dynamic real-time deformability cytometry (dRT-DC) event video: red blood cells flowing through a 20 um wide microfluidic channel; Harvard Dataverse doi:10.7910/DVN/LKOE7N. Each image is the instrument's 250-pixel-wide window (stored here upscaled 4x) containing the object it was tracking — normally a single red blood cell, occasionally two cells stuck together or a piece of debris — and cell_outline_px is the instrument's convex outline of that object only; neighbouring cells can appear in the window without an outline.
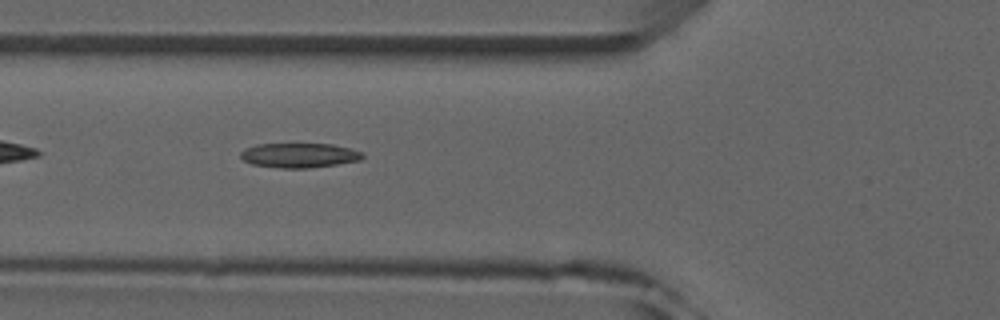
{"species": "common noctule bat (a hibernating species)", "species_latin": "Nyctalus noctula", "temperature_condition": "room temperature", "stored_images_in_passage": 6, "camera_frame_rate_fps": 3000, "um_per_image_px": 0.085, "animal": {"sex": "male", "forearm_length_mm": 52.5}, "frame": {"image": 1, "passage_image": 5, "time_ms": 4.667, "image_size_px": [1000, 320], "cell_outline_px": [[364, 156], [360, 160], [336, 164], [308, 168], [280, 168], [252, 164], [244, 160], [240, 156], [240, 152], [244, 148], [256, 144], [332, 144], [364, 152]], "centroid_in_image_um": [25.42, 13.2], "position_along_channel_um": 100.4, "area_um2": 17.46}}
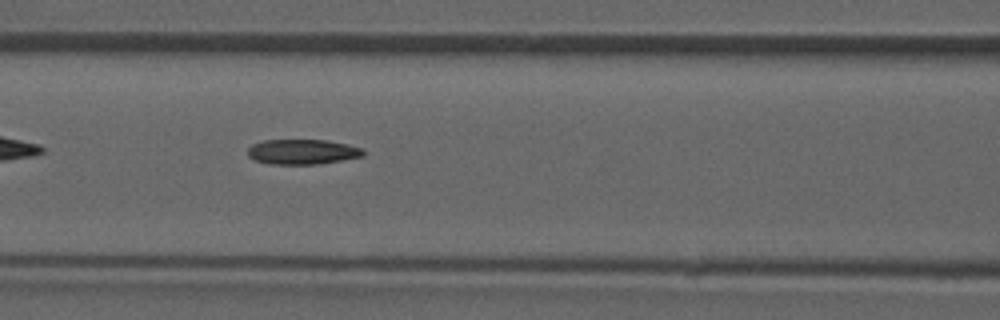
{"frame": {"image": 2, "passage_image": 6, "time_ms": 5.667, "image_size_px": [1000, 320], "cell_outline_px": [[364, 156], [316, 164], [268, 164], [256, 160], [248, 156], [248, 148], [252, 144], [264, 140], [328, 140], [348, 144], [364, 148]], "centroid_in_image_um": [25.72, 12.89], "position_along_channel_um": 140.9, "area_um2": 16.88}}